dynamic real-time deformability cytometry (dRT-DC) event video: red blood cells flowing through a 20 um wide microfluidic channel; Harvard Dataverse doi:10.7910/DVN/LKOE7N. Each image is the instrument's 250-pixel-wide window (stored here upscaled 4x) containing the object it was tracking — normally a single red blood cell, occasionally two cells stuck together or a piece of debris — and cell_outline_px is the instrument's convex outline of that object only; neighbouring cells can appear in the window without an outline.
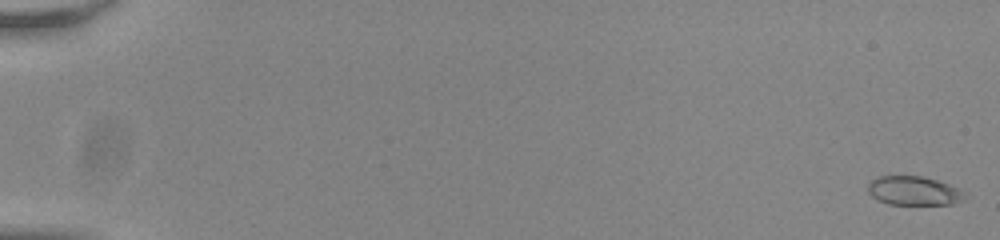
{"species": "common noctule bat (a hibernating species)", "species_latin": "Nyctalus noctula", "temperature_condition": "room temperature", "stored_images_in_passage": 57, "camera_frame_rate_fps": 3000, "um_per_image_px": 0.085, "animal": {"sex": "male", "body_mass_g": 20.0, "forearm_length_mm": 53.3}, "frame": {"image": 1, "passage_image": 2, "time_ms": 0.333, "image_size_px": [1000, 240], "cell_outline_px": [[968, 192], [964, 200], [952, 204], [888, 204], [872, 196], [868, 192], [868, 184], [876, 176], [924, 176], [948, 184]], "centroid_in_image_um": [77.71, 16.21], "position_along_channel_um": 7.3, "area_um2": 16.42}}
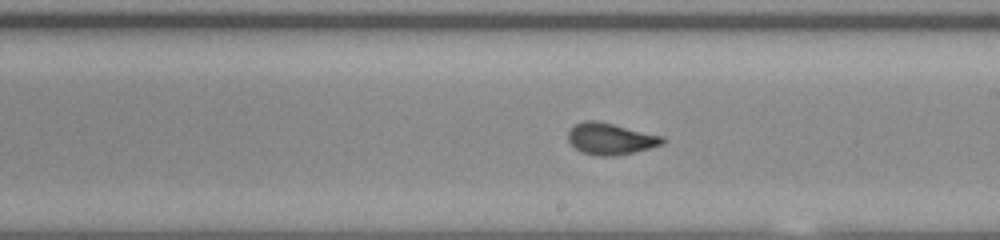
{"frame": {"image": 2, "passage_image": 35, "time_ms": 11.333, "image_size_px": [1000, 240], "cell_outline_px": [[664, 144], [632, 152], [612, 156], [596, 156], [580, 152], [568, 140], [568, 132], [576, 124], [584, 120], [596, 120], [664, 136]], "centroid_in_image_um": [51.88, 11.8], "position_along_channel_um": 237.1, "area_um2": 17.22}}
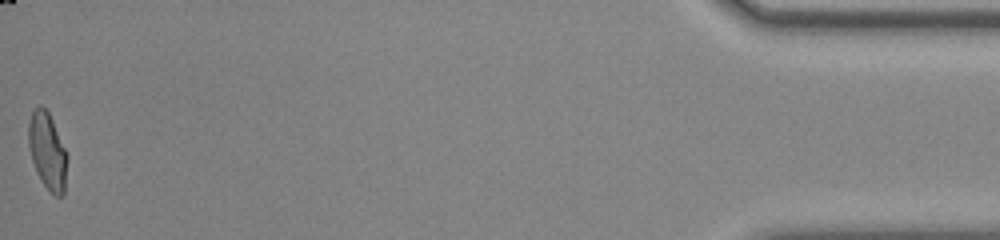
{"frame": {"image": 3, "passage_image": 57, "time_ms": 18.667, "image_size_px": [1000, 240], "cell_outline_px": [[68, 156], [64, 196], [56, 196], [44, 184], [36, 172], [32, 160], [28, 144], [28, 124], [32, 112], [40, 104], [48, 112], [52, 120]], "centroid_in_image_um": [4.03, 12.86], "position_along_channel_um": 431.2, "area_um2": 17.17}, "authors_computed_cell_mechanics": {"area_um2": 17.2822, "velocity_mm_per_s": 3.8104, "shape_relaxation_time_tau1_ms": 7.0197, "shape_relaxation_time_tau2_ms": 0.8593, "deformation_change_tau1": 0.2042, "deformation_change_tau2": 0.0563}}